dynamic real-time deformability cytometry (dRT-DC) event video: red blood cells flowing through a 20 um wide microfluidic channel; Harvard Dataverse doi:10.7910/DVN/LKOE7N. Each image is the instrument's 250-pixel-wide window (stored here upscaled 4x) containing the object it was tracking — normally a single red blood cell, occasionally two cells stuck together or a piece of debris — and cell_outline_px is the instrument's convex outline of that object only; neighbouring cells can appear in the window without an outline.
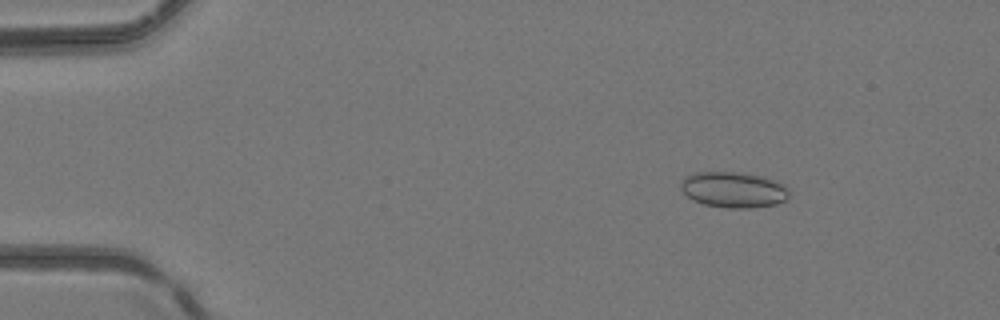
{"species": "common noctule bat (a hibernating species)", "species_latin": "Nyctalus noctula", "temperature_condition": "room temperature", "stored_images_in_passage": 46, "camera_frame_rate_fps": 3000, "um_per_image_px": 0.085, "animal": {"sex": "female", "body_mass_g": 24.6, "forearm_length_mm": 56.2}, "frame": {"image": 1, "passage_image": 3, "time_ms": 0.667, "image_size_px": [1000, 320], "cell_outline_px": [[788, 196], [784, 200], [776, 204], [752, 208], [728, 208], [704, 204], [692, 200], [680, 188], [680, 180], [684, 176], [692, 172], [740, 172], [764, 176], [776, 180], [784, 184], [788, 188]], "centroid_in_image_um": [62.33, 16.11], "position_along_channel_um": 22.7, "area_um2": 22.89}}
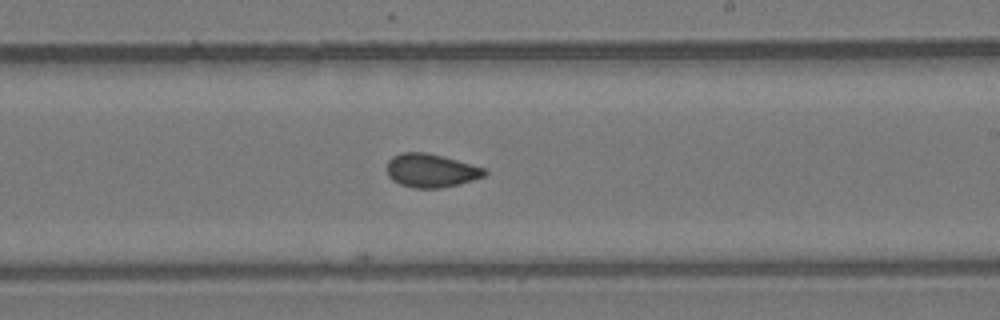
{"frame": {"image": 2, "passage_image": 26, "time_ms": 8.333, "image_size_px": [1000, 320], "cell_outline_px": [[488, 172], [484, 176], [460, 184], [440, 188], [416, 188], [400, 184], [392, 180], [388, 176], [388, 160], [392, 156], [400, 152], [424, 152], [456, 160], [484, 168]], "centroid_in_image_um": [36.61, 14.5], "position_along_channel_um": 252.4, "area_um2": 18.9}}
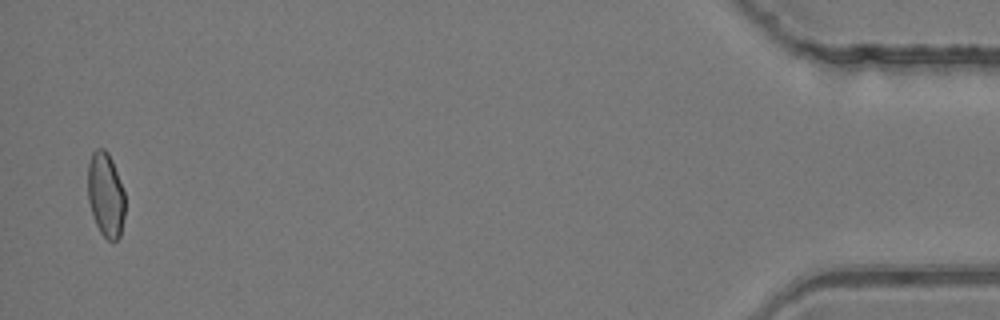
{"frame": {"image": 3, "passage_image": 45, "time_ms": 14.667, "image_size_px": [1000, 320], "cell_outline_px": [[124, 216], [120, 236], [116, 240], [108, 240], [100, 232], [96, 224], [88, 200], [88, 164], [92, 152], [96, 148], [104, 148], [108, 152], [112, 160], [124, 192]], "centroid_in_image_um": [8.97, 16.53], "position_along_channel_um": 426.2, "area_um2": 18.21}}